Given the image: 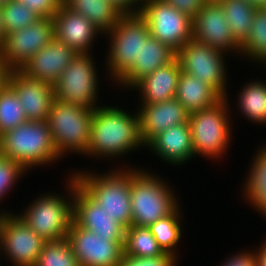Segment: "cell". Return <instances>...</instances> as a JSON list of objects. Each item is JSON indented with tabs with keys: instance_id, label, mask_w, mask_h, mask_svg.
<instances>
[{
	"instance_id": "6da1fadb",
	"label": "cell",
	"mask_w": 266,
	"mask_h": 266,
	"mask_svg": "<svg viewBox=\"0 0 266 266\" xmlns=\"http://www.w3.org/2000/svg\"><path fill=\"white\" fill-rule=\"evenodd\" d=\"M139 147L145 144L140 135L138 112L131 115L117 106L107 105L94 109L88 157L117 159Z\"/></svg>"
},
{
	"instance_id": "7a4b0ae2",
	"label": "cell",
	"mask_w": 266,
	"mask_h": 266,
	"mask_svg": "<svg viewBox=\"0 0 266 266\" xmlns=\"http://www.w3.org/2000/svg\"><path fill=\"white\" fill-rule=\"evenodd\" d=\"M127 167V169H126ZM125 168V169H124ZM108 173L75 171L77 183L118 223L128 229L132 225L131 176L139 169L125 166ZM123 169V170H122ZM83 172V173H82ZM103 174V175H102Z\"/></svg>"
},
{
	"instance_id": "3957f363",
	"label": "cell",
	"mask_w": 266,
	"mask_h": 266,
	"mask_svg": "<svg viewBox=\"0 0 266 266\" xmlns=\"http://www.w3.org/2000/svg\"><path fill=\"white\" fill-rule=\"evenodd\" d=\"M0 154L26 171L60 160L47 121H26L0 135Z\"/></svg>"
},
{
	"instance_id": "277c9868",
	"label": "cell",
	"mask_w": 266,
	"mask_h": 266,
	"mask_svg": "<svg viewBox=\"0 0 266 266\" xmlns=\"http://www.w3.org/2000/svg\"><path fill=\"white\" fill-rule=\"evenodd\" d=\"M167 184L159 175L141 168L131 176L132 225L148 227L179 206V198Z\"/></svg>"
},
{
	"instance_id": "5b68a950",
	"label": "cell",
	"mask_w": 266,
	"mask_h": 266,
	"mask_svg": "<svg viewBox=\"0 0 266 266\" xmlns=\"http://www.w3.org/2000/svg\"><path fill=\"white\" fill-rule=\"evenodd\" d=\"M67 179L66 194H42L31 205L17 214L35 233L46 242L66 239L73 221V197L76 179L71 174ZM70 192V193H69ZM60 195V196H58Z\"/></svg>"
},
{
	"instance_id": "8992f818",
	"label": "cell",
	"mask_w": 266,
	"mask_h": 266,
	"mask_svg": "<svg viewBox=\"0 0 266 266\" xmlns=\"http://www.w3.org/2000/svg\"><path fill=\"white\" fill-rule=\"evenodd\" d=\"M94 109L54 100L47 117L57 154H86Z\"/></svg>"
},
{
	"instance_id": "52a82bcc",
	"label": "cell",
	"mask_w": 266,
	"mask_h": 266,
	"mask_svg": "<svg viewBox=\"0 0 266 266\" xmlns=\"http://www.w3.org/2000/svg\"><path fill=\"white\" fill-rule=\"evenodd\" d=\"M228 101L227 97L222 98L214 106L189 115L194 157L202 155L208 159H220L226 155L232 135Z\"/></svg>"
},
{
	"instance_id": "ba28073f",
	"label": "cell",
	"mask_w": 266,
	"mask_h": 266,
	"mask_svg": "<svg viewBox=\"0 0 266 266\" xmlns=\"http://www.w3.org/2000/svg\"><path fill=\"white\" fill-rule=\"evenodd\" d=\"M107 36L110 50L105 63L110 78L115 82L134 64L151 32L139 13H124L106 33Z\"/></svg>"
},
{
	"instance_id": "9c48e42d",
	"label": "cell",
	"mask_w": 266,
	"mask_h": 266,
	"mask_svg": "<svg viewBox=\"0 0 266 266\" xmlns=\"http://www.w3.org/2000/svg\"><path fill=\"white\" fill-rule=\"evenodd\" d=\"M90 53L77 54L62 72L54 86L58 101L95 109L98 98V74ZM94 61V62H93Z\"/></svg>"
},
{
	"instance_id": "30bf717a",
	"label": "cell",
	"mask_w": 266,
	"mask_h": 266,
	"mask_svg": "<svg viewBox=\"0 0 266 266\" xmlns=\"http://www.w3.org/2000/svg\"><path fill=\"white\" fill-rule=\"evenodd\" d=\"M225 56L222 50L193 39L176 52L181 71L203 80L222 98L228 95Z\"/></svg>"
},
{
	"instance_id": "8fae6325",
	"label": "cell",
	"mask_w": 266,
	"mask_h": 266,
	"mask_svg": "<svg viewBox=\"0 0 266 266\" xmlns=\"http://www.w3.org/2000/svg\"><path fill=\"white\" fill-rule=\"evenodd\" d=\"M138 13L151 36L175 52L192 39V18L164 0H143Z\"/></svg>"
},
{
	"instance_id": "7c38bea8",
	"label": "cell",
	"mask_w": 266,
	"mask_h": 266,
	"mask_svg": "<svg viewBox=\"0 0 266 266\" xmlns=\"http://www.w3.org/2000/svg\"><path fill=\"white\" fill-rule=\"evenodd\" d=\"M10 213L0 212V256L5 253L12 266H35L46 241L16 213Z\"/></svg>"
},
{
	"instance_id": "4fadbf2b",
	"label": "cell",
	"mask_w": 266,
	"mask_h": 266,
	"mask_svg": "<svg viewBox=\"0 0 266 266\" xmlns=\"http://www.w3.org/2000/svg\"><path fill=\"white\" fill-rule=\"evenodd\" d=\"M54 38L52 18H40L4 37L0 55L6 68L20 70L24 64Z\"/></svg>"
},
{
	"instance_id": "5bb4252c",
	"label": "cell",
	"mask_w": 266,
	"mask_h": 266,
	"mask_svg": "<svg viewBox=\"0 0 266 266\" xmlns=\"http://www.w3.org/2000/svg\"><path fill=\"white\" fill-rule=\"evenodd\" d=\"M67 239L80 266H119L124 256L125 240H107L74 221Z\"/></svg>"
},
{
	"instance_id": "9a60e30c",
	"label": "cell",
	"mask_w": 266,
	"mask_h": 266,
	"mask_svg": "<svg viewBox=\"0 0 266 266\" xmlns=\"http://www.w3.org/2000/svg\"><path fill=\"white\" fill-rule=\"evenodd\" d=\"M192 39L230 54H240L241 45L235 40L220 4L204 3L192 19Z\"/></svg>"
},
{
	"instance_id": "2e32d148",
	"label": "cell",
	"mask_w": 266,
	"mask_h": 266,
	"mask_svg": "<svg viewBox=\"0 0 266 266\" xmlns=\"http://www.w3.org/2000/svg\"><path fill=\"white\" fill-rule=\"evenodd\" d=\"M73 221L107 240H125L126 228L110 217L77 181L74 187Z\"/></svg>"
},
{
	"instance_id": "e0dca14e",
	"label": "cell",
	"mask_w": 266,
	"mask_h": 266,
	"mask_svg": "<svg viewBox=\"0 0 266 266\" xmlns=\"http://www.w3.org/2000/svg\"><path fill=\"white\" fill-rule=\"evenodd\" d=\"M6 83L16 92L28 121H45L55 100L54 86L10 70Z\"/></svg>"
},
{
	"instance_id": "ac0fdd59",
	"label": "cell",
	"mask_w": 266,
	"mask_h": 266,
	"mask_svg": "<svg viewBox=\"0 0 266 266\" xmlns=\"http://www.w3.org/2000/svg\"><path fill=\"white\" fill-rule=\"evenodd\" d=\"M77 54L65 42L54 37L20 71L28 77L54 85Z\"/></svg>"
},
{
	"instance_id": "d6986e66",
	"label": "cell",
	"mask_w": 266,
	"mask_h": 266,
	"mask_svg": "<svg viewBox=\"0 0 266 266\" xmlns=\"http://www.w3.org/2000/svg\"><path fill=\"white\" fill-rule=\"evenodd\" d=\"M139 109L140 135L145 145L167 128L188 123L190 115L175 97L164 102L142 103Z\"/></svg>"
},
{
	"instance_id": "ffe728a7",
	"label": "cell",
	"mask_w": 266,
	"mask_h": 266,
	"mask_svg": "<svg viewBox=\"0 0 266 266\" xmlns=\"http://www.w3.org/2000/svg\"><path fill=\"white\" fill-rule=\"evenodd\" d=\"M54 37L65 42L78 54H87L94 47L92 44L101 32L84 16L61 5L59 11L52 17ZM92 46V47H91ZM90 49V50H89Z\"/></svg>"
},
{
	"instance_id": "44dd1931",
	"label": "cell",
	"mask_w": 266,
	"mask_h": 266,
	"mask_svg": "<svg viewBox=\"0 0 266 266\" xmlns=\"http://www.w3.org/2000/svg\"><path fill=\"white\" fill-rule=\"evenodd\" d=\"M145 146L159 156V159L175 166L194 157L189 123L167 128L154 136Z\"/></svg>"
},
{
	"instance_id": "7402d4cb",
	"label": "cell",
	"mask_w": 266,
	"mask_h": 266,
	"mask_svg": "<svg viewBox=\"0 0 266 266\" xmlns=\"http://www.w3.org/2000/svg\"><path fill=\"white\" fill-rule=\"evenodd\" d=\"M175 57L176 52L173 49L150 36L142 45L134 64L116 82L131 90L140 79L168 64Z\"/></svg>"
},
{
	"instance_id": "603a6c76",
	"label": "cell",
	"mask_w": 266,
	"mask_h": 266,
	"mask_svg": "<svg viewBox=\"0 0 266 266\" xmlns=\"http://www.w3.org/2000/svg\"><path fill=\"white\" fill-rule=\"evenodd\" d=\"M180 74V64L175 57L168 64L140 79L132 88L141 93V103L164 102L175 97Z\"/></svg>"
},
{
	"instance_id": "cb8c5ba5",
	"label": "cell",
	"mask_w": 266,
	"mask_h": 266,
	"mask_svg": "<svg viewBox=\"0 0 266 266\" xmlns=\"http://www.w3.org/2000/svg\"><path fill=\"white\" fill-rule=\"evenodd\" d=\"M175 98L191 114L214 106L222 97L203 80L181 71Z\"/></svg>"
},
{
	"instance_id": "d4e9b609",
	"label": "cell",
	"mask_w": 266,
	"mask_h": 266,
	"mask_svg": "<svg viewBox=\"0 0 266 266\" xmlns=\"http://www.w3.org/2000/svg\"><path fill=\"white\" fill-rule=\"evenodd\" d=\"M63 4L88 19L102 35L109 32L124 14L109 0H63Z\"/></svg>"
},
{
	"instance_id": "484cf974",
	"label": "cell",
	"mask_w": 266,
	"mask_h": 266,
	"mask_svg": "<svg viewBox=\"0 0 266 266\" xmlns=\"http://www.w3.org/2000/svg\"><path fill=\"white\" fill-rule=\"evenodd\" d=\"M244 183V198L266 217V144L256 151ZM266 219V218H265Z\"/></svg>"
},
{
	"instance_id": "4316f807",
	"label": "cell",
	"mask_w": 266,
	"mask_h": 266,
	"mask_svg": "<svg viewBox=\"0 0 266 266\" xmlns=\"http://www.w3.org/2000/svg\"><path fill=\"white\" fill-rule=\"evenodd\" d=\"M244 86L237 97L239 111L250 122L266 124V82L255 80Z\"/></svg>"
},
{
	"instance_id": "83f0119b",
	"label": "cell",
	"mask_w": 266,
	"mask_h": 266,
	"mask_svg": "<svg viewBox=\"0 0 266 266\" xmlns=\"http://www.w3.org/2000/svg\"><path fill=\"white\" fill-rule=\"evenodd\" d=\"M220 5L233 37L242 45L249 37V31L257 7L245 0H223Z\"/></svg>"
},
{
	"instance_id": "f1b7e54d",
	"label": "cell",
	"mask_w": 266,
	"mask_h": 266,
	"mask_svg": "<svg viewBox=\"0 0 266 266\" xmlns=\"http://www.w3.org/2000/svg\"><path fill=\"white\" fill-rule=\"evenodd\" d=\"M180 212L182 211L180 206H178L171 214L148 226L163 252L173 255L175 258L179 257V255H177L178 251L176 252L178 248L176 247L183 233L181 229L182 216Z\"/></svg>"
},
{
	"instance_id": "f546056e",
	"label": "cell",
	"mask_w": 266,
	"mask_h": 266,
	"mask_svg": "<svg viewBox=\"0 0 266 266\" xmlns=\"http://www.w3.org/2000/svg\"><path fill=\"white\" fill-rule=\"evenodd\" d=\"M240 55L248 60L266 64V8H257L252 20L249 37L240 47ZM245 55V56H244Z\"/></svg>"
},
{
	"instance_id": "4dcf8cb0",
	"label": "cell",
	"mask_w": 266,
	"mask_h": 266,
	"mask_svg": "<svg viewBox=\"0 0 266 266\" xmlns=\"http://www.w3.org/2000/svg\"><path fill=\"white\" fill-rule=\"evenodd\" d=\"M124 255L133 257L168 256L159 247L148 227L131 225L126 229Z\"/></svg>"
},
{
	"instance_id": "1f68e13d",
	"label": "cell",
	"mask_w": 266,
	"mask_h": 266,
	"mask_svg": "<svg viewBox=\"0 0 266 266\" xmlns=\"http://www.w3.org/2000/svg\"><path fill=\"white\" fill-rule=\"evenodd\" d=\"M28 121L16 92L5 83L0 88V135Z\"/></svg>"
},
{
	"instance_id": "d6a6232c",
	"label": "cell",
	"mask_w": 266,
	"mask_h": 266,
	"mask_svg": "<svg viewBox=\"0 0 266 266\" xmlns=\"http://www.w3.org/2000/svg\"><path fill=\"white\" fill-rule=\"evenodd\" d=\"M35 266H80L70 241L66 239L46 242Z\"/></svg>"
},
{
	"instance_id": "836d02e7",
	"label": "cell",
	"mask_w": 266,
	"mask_h": 266,
	"mask_svg": "<svg viewBox=\"0 0 266 266\" xmlns=\"http://www.w3.org/2000/svg\"><path fill=\"white\" fill-rule=\"evenodd\" d=\"M1 12L5 35L25 28L41 18L18 0H10L1 5Z\"/></svg>"
},
{
	"instance_id": "e575fe53",
	"label": "cell",
	"mask_w": 266,
	"mask_h": 266,
	"mask_svg": "<svg viewBox=\"0 0 266 266\" xmlns=\"http://www.w3.org/2000/svg\"><path fill=\"white\" fill-rule=\"evenodd\" d=\"M26 172L19 163L0 154V202Z\"/></svg>"
},
{
	"instance_id": "d590c367",
	"label": "cell",
	"mask_w": 266,
	"mask_h": 266,
	"mask_svg": "<svg viewBox=\"0 0 266 266\" xmlns=\"http://www.w3.org/2000/svg\"><path fill=\"white\" fill-rule=\"evenodd\" d=\"M173 255L154 257H133L124 255L119 266H178Z\"/></svg>"
},
{
	"instance_id": "8d00e7d4",
	"label": "cell",
	"mask_w": 266,
	"mask_h": 266,
	"mask_svg": "<svg viewBox=\"0 0 266 266\" xmlns=\"http://www.w3.org/2000/svg\"><path fill=\"white\" fill-rule=\"evenodd\" d=\"M41 18H52L60 9L63 0H18Z\"/></svg>"
},
{
	"instance_id": "74e56055",
	"label": "cell",
	"mask_w": 266,
	"mask_h": 266,
	"mask_svg": "<svg viewBox=\"0 0 266 266\" xmlns=\"http://www.w3.org/2000/svg\"><path fill=\"white\" fill-rule=\"evenodd\" d=\"M178 11L185 13L190 18H194L198 11L203 7V0H164Z\"/></svg>"
},
{
	"instance_id": "f35d334b",
	"label": "cell",
	"mask_w": 266,
	"mask_h": 266,
	"mask_svg": "<svg viewBox=\"0 0 266 266\" xmlns=\"http://www.w3.org/2000/svg\"><path fill=\"white\" fill-rule=\"evenodd\" d=\"M221 266H258L255 250L240 252L225 260Z\"/></svg>"
},
{
	"instance_id": "ab89813d",
	"label": "cell",
	"mask_w": 266,
	"mask_h": 266,
	"mask_svg": "<svg viewBox=\"0 0 266 266\" xmlns=\"http://www.w3.org/2000/svg\"><path fill=\"white\" fill-rule=\"evenodd\" d=\"M123 13H138L143 0H109ZM137 6V7H136Z\"/></svg>"
},
{
	"instance_id": "60d3db41",
	"label": "cell",
	"mask_w": 266,
	"mask_h": 266,
	"mask_svg": "<svg viewBox=\"0 0 266 266\" xmlns=\"http://www.w3.org/2000/svg\"><path fill=\"white\" fill-rule=\"evenodd\" d=\"M258 266H266V240L255 250Z\"/></svg>"
},
{
	"instance_id": "b9f144b4",
	"label": "cell",
	"mask_w": 266,
	"mask_h": 266,
	"mask_svg": "<svg viewBox=\"0 0 266 266\" xmlns=\"http://www.w3.org/2000/svg\"><path fill=\"white\" fill-rule=\"evenodd\" d=\"M8 71L0 55V88L6 83Z\"/></svg>"
},
{
	"instance_id": "7bdbcfd3",
	"label": "cell",
	"mask_w": 266,
	"mask_h": 266,
	"mask_svg": "<svg viewBox=\"0 0 266 266\" xmlns=\"http://www.w3.org/2000/svg\"><path fill=\"white\" fill-rule=\"evenodd\" d=\"M5 33H4V27H3V21H2V12H1V5H0V47L3 44V40L5 37Z\"/></svg>"
},
{
	"instance_id": "ee69618b",
	"label": "cell",
	"mask_w": 266,
	"mask_h": 266,
	"mask_svg": "<svg viewBox=\"0 0 266 266\" xmlns=\"http://www.w3.org/2000/svg\"><path fill=\"white\" fill-rule=\"evenodd\" d=\"M245 1L253 4L257 8L264 7L266 3V0H245Z\"/></svg>"
},
{
	"instance_id": "f6af8a7d",
	"label": "cell",
	"mask_w": 266,
	"mask_h": 266,
	"mask_svg": "<svg viewBox=\"0 0 266 266\" xmlns=\"http://www.w3.org/2000/svg\"><path fill=\"white\" fill-rule=\"evenodd\" d=\"M204 3H216L220 4L223 0H203Z\"/></svg>"
},
{
	"instance_id": "bcb514c9",
	"label": "cell",
	"mask_w": 266,
	"mask_h": 266,
	"mask_svg": "<svg viewBox=\"0 0 266 266\" xmlns=\"http://www.w3.org/2000/svg\"><path fill=\"white\" fill-rule=\"evenodd\" d=\"M10 0H0V5L6 4L7 2H9Z\"/></svg>"
}]
</instances>
